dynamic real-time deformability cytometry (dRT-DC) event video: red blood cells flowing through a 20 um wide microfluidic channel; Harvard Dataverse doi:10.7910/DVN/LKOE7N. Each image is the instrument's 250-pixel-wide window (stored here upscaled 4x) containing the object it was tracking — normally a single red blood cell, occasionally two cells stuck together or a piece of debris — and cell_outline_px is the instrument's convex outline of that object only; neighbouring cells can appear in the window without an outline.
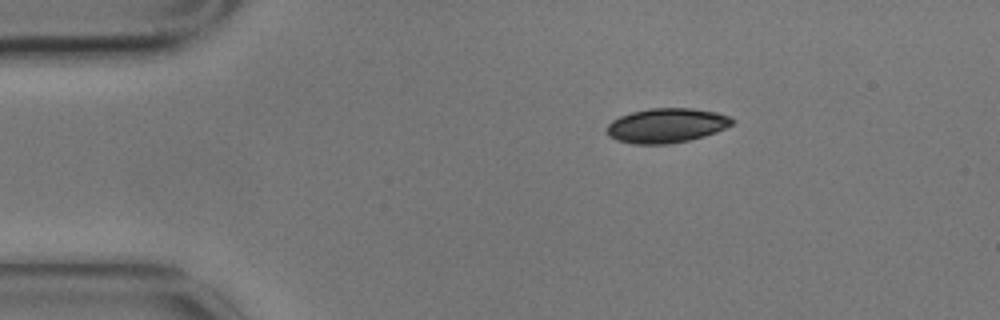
{"species": "common noctule bat (a hibernating species)", "species_latin": "Nyctalus noctula", "temperature_condition": "cold", "stored_images_in_passage": 5, "camera_frame_rate_fps": 3000, "um_per_image_px": 0.085, "animal": {"sex": "male", "body_mass_g": 17.9}, "frame": {"image": 1, "passage_image": 1, "time_ms": 0.0, "image_size_px": [1000, 320], "cell_outline_px": [[736, 120], [732, 124], [716, 132], [704, 136], [688, 140], [668, 144], [632, 144], [616, 140], [608, 136], [604, 132], [608, 124], [612, 120], [620, 116], [632, 112], [648, 108], [692, 108], [716, 112], [728, 116]], "centroid_in_image_um": [56.61, 10.67], "position_along_channel_um": 28.4, "area_um2": 25.37}}
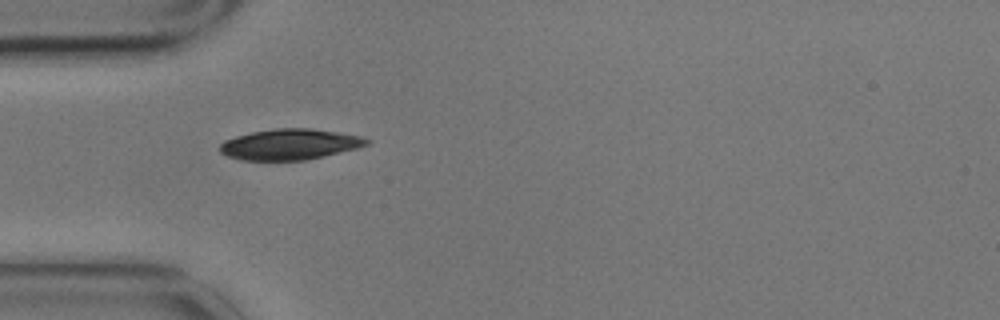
{"frame": {"image": 2, "passage_image": 3, "time_ms": 0.667, "image_size_px": [1000, 320], "cell_outline_px": [[372, 140], [368, 144], [356, 148], [324, 156], [304, 160], [240, 160], [228, 156], [220, 152], [220, 144], [224, 140], [236, 136], [252, 132], [276, 128], [308, 128], [364, 136]], "centroid_in_image_um": [24.64, 12.26], "position_along_channel_um": 60.4, "area_um2": 26.24}}